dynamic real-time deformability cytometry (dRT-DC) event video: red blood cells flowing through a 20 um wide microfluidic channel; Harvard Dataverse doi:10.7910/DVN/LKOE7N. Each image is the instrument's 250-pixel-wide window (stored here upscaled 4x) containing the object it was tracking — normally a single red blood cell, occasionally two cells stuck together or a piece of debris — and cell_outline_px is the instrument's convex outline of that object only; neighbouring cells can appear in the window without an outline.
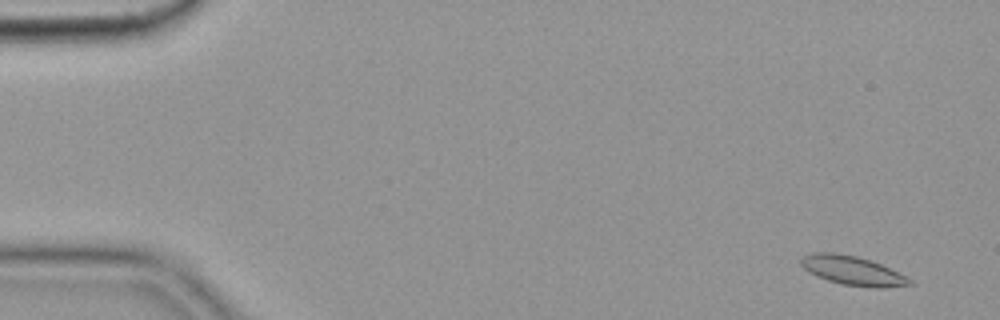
{"species": "common noctule bat (a hibernating species)", "species_latin": "Nyctalus noctula", "temperature_condition": "cold", "stored_images_in_passage": 56, "camera_frame_rate_fps": 3000, "um_per_image_px": 0.085, "animal": {"sex": "female", "body_mass_g": 19.9}, "frame": {"image": 1, "passage_image": 3, "time_ms": 0.667, "image_size_px": [1000, 320], "cell_outline_px": [[916, 284], [880, 288], [876, 288], [840, 284], [816, 276], [808, 272], [800, 264], [800, 260], [804, 256], [816, 252], [832, 252], [856, 256], [880, 264], [912, 280]], "centroid_in_image_um": [72.44, 23.01], "position_along_channel_um": 12.6, "area_um2": 18.21}}
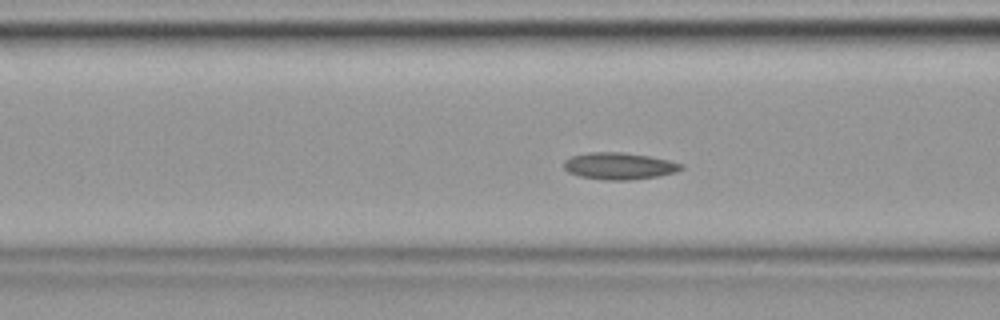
{"frame": {"image": 2, "passage_image": 22, "time_ms": 7.0, "image_size_px": [1000, 320], "cell_outline_px": [[684, 168], [676, 172], [656, 176], [628, 180], [604, 180], [580, 176], [568, 172], [564, 168], [564, 160], [572, 156], [588, 152], [624, 152], [648, 156], [668, 160], [684, 164]], "centroid_in_image_um": [52.62, 14.1], "position_along_channel_um": 114.0, "area_um2": 18.32}}
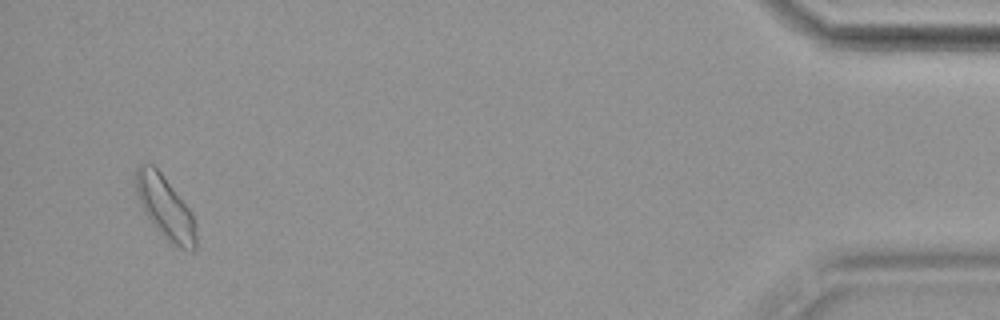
{"frame": {"image": 3, "passage_image": 54, "time_ms": 17.667, "image_size_px": [1000, 320], "cell_outline_px": [[196, 248], [192, 252], [180, 248], [172, 244], [160, 232], [144, 212], [140, 204], [132, 184], [136, 168], [140, 164], [152, 164], [160, 172], [192, 212], [196, 232]], "centroid_in_image_um": [14.01, 17.62], "position_along_channel_um": 421.2, "area_um2": 22.02}, "authors_computed_cell_mechanics": {"area_um2": 18.1492, "velocity_mm_per_s": 3.5859, "shape_relaxation_time_tau1_ms": null, "shape_relaxation_time_tau2_ms": 3.8651, "deformation_change_tau1": null, "deformation_change_tau2": 0.0907}}